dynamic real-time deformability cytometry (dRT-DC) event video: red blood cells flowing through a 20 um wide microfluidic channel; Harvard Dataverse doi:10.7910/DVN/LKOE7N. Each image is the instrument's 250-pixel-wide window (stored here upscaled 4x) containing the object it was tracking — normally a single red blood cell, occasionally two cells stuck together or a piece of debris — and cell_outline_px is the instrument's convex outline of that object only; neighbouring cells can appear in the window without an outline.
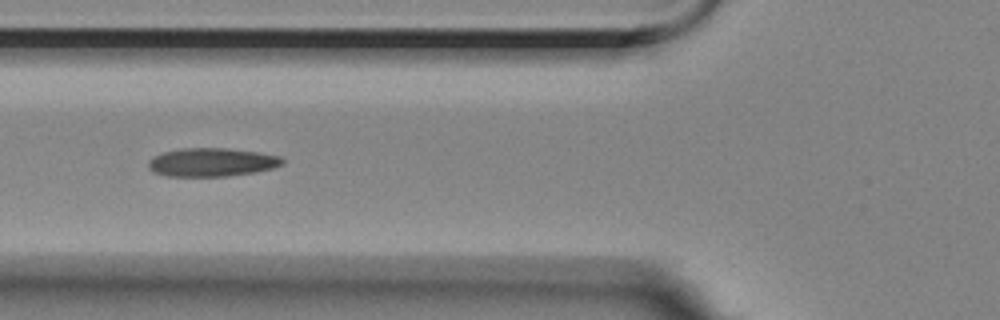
{"species": "Egyptian fruit bat (a non-hibernating species)", "species_latin": "Rousettus aegyptiacus", "temperature_condition": "room temperature", "stored_images_in_passage": 21, "camera_frame_rate_fps": 3000, "um_per_image_px": 0.085, "animal": {"sex": "female"}, "frame": {"image": 1, "passage_image": 7, "time_ms": 2.0, "image_size_px": [1000, 320], "cell_outline_px": [[284, 164], [272, 168], [252, 172], [228, 176], [168, 176], [152, 172], [148, 168], [148, 160], [164, 152], [180, 148], [224, 148], [256, 152], [280, 156], [284, 160]], "centroid_in_image_um": [17.97, 13.79], "position_along_channel_um": 107.8, "area_um2": 22.08}}
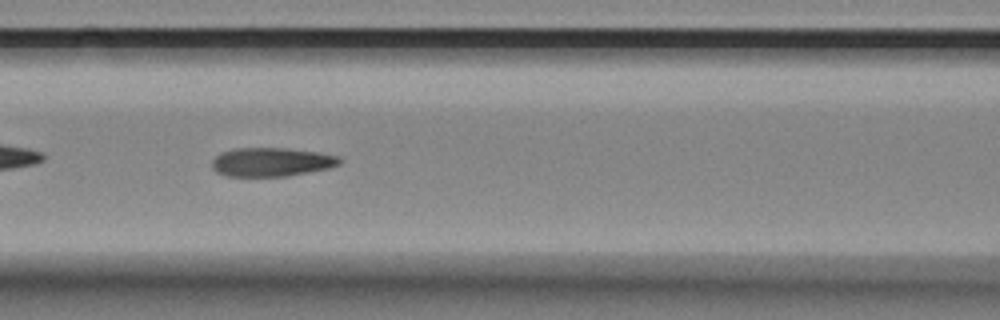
{"frame": {"image": 2, "passage_image": 10, "time_ms": 3.0, "image_size_px": [1000, 320], "cell_outline_px": [[344, 160], [340, 164], [328, 168], [288, 176], [228, 176], [216, 172], [212, 168], [212, 160], [220, 152], [236, 148], [288, 148], [320, 152], [340, 156]], "centroid_in_image_um": [23.1, 13.76], "position_along_channel_um": 143.5, "area_um2": 21.62}}